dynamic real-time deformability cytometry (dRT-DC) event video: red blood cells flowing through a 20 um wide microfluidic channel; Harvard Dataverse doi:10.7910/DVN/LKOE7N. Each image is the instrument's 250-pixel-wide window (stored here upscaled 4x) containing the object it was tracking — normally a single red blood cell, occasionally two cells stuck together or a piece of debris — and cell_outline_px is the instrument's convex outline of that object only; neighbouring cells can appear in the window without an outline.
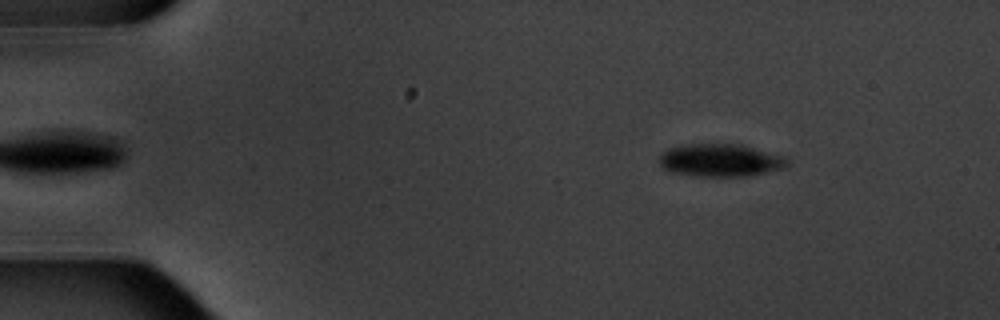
{"species": "common noctule bat (a hibernating species)", "species_latin": "Nyctalus noctula", "temperature_condition": "warm", "stored_images_in_passage": 8, "camera_frame_rate_fps": 3000, "um_per_image_px": 0.085, "animal": {"sex": "male", "body_mass_g": 20.1, "forearm_length_mm": 53.5}, "frame": {"image": 1, "passage_image": 1, "time_ms": 0.0, "image_size_px": [1000, 320], "cell_outline_px": [[788, 164], [780, 168], [748, 176], [696, 176], [672, 172], [664, 168], [660, 164], [660, 156], [668, 148], [688, 144], [744, 144], [784, 156], [788, 160]], "centroid_in_image_um": [61.23, 13.61], "position_along_channel_um": 23.8, "area_um2": 24.22}}
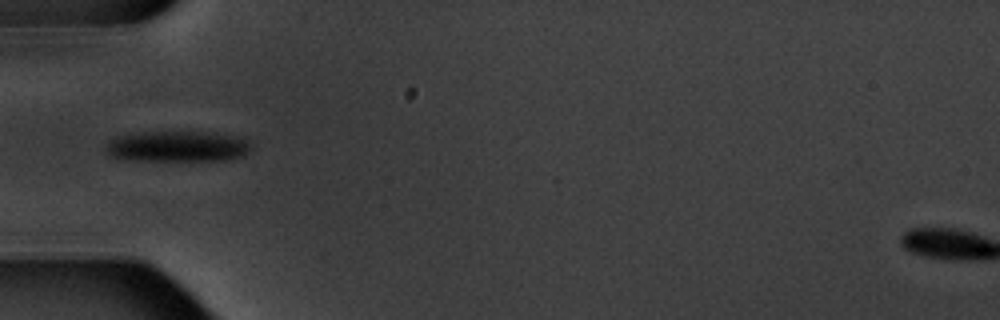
{"frame": {"image": 2, "passage_image": 4, "time_ms": 3.667, "image_size_px": [1000, 320], "cell_outline_px": [[252, 148], [244, 156], [228, 160], [132, 160], [112, 156], [104, 148], [116, 136], [136, 132], [216, 132], [244, 136], [252, 144]], "centroid_in_image_um": [15.21, 12.43], "position_along_channel_um": 69.8, "area_um2": 26.47}}